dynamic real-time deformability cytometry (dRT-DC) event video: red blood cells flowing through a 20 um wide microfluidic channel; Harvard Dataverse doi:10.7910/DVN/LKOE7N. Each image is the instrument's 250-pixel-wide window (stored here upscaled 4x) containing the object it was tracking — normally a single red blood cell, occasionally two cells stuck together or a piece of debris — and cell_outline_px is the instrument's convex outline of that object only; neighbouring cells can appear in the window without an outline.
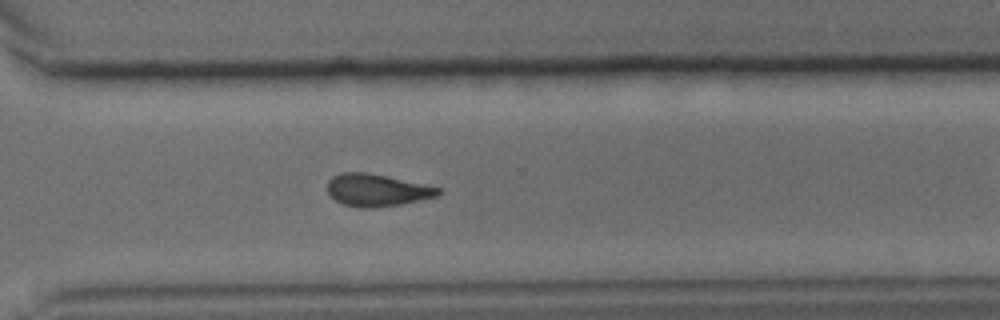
{"species": "common noctule bat (a hibernating species)", "species_latin": "Nyctalus noctula", "temperature_condition": "cold", "stored_images_in_passage": 42, "camera_frame_rate_fps": 3000, "um_per_image_px": 0.085, "animal": {"sex": "male", "body_mass_g": 15.6}, "frame": {"image": 1, "passage_image": 30, "time_ms": 9.667, "image_size_px": [1000, 320], "cell_outline_px": [[440, 192], [436, 196], [404, 204], [368, 208], [360, 208], [344, 204], [336, 200], [328, 192], [328, 180], [332, 176], [344, 172], [368, 172], [424, 184], [440, 188]], "centroid_in_image_um": [32.02, 16.16], "position_along_channel_um": 338.6, "area_um2": 20.69}}